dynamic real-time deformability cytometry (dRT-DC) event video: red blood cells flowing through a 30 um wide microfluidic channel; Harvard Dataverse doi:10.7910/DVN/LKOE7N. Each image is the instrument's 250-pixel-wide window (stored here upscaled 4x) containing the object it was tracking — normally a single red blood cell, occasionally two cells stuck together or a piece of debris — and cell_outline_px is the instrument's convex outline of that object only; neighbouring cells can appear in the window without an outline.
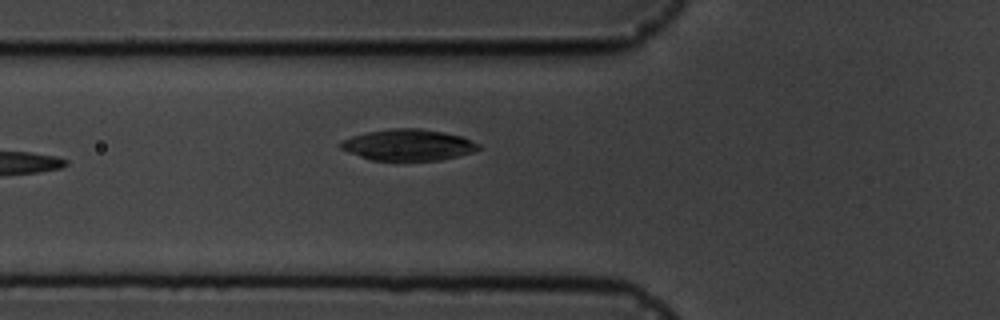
{"species": "common noctule bat (a hibernating species)", "species_latin": "Nyctalus noctula", "temperature_condition": "cold", "stored_images_in_passage": 7, "camera_frame_rate_fps": 3000, "um_per_image_px": 0.085, "animal": {"sex": "male", "body_mass_g": 19.5, "forearm_length_mm": 54.6}, "frame": {"image": 1, "passage_image": 7, "time_ms": 7.0, "image_size_px": [1000, 320], "cell_outline_px": [[480, 148], [472, 152], [440, 160], [372, 160], [348, 152], [340, 148], [340, 140], [352, 136], [368, 132], [392, 128], [420, 128], [460, 136], [480, 144]], "centroid_in_image_um": [34.66, 12.31], "position_along_channel_um": 91.1, "area_um2": 24.8}}